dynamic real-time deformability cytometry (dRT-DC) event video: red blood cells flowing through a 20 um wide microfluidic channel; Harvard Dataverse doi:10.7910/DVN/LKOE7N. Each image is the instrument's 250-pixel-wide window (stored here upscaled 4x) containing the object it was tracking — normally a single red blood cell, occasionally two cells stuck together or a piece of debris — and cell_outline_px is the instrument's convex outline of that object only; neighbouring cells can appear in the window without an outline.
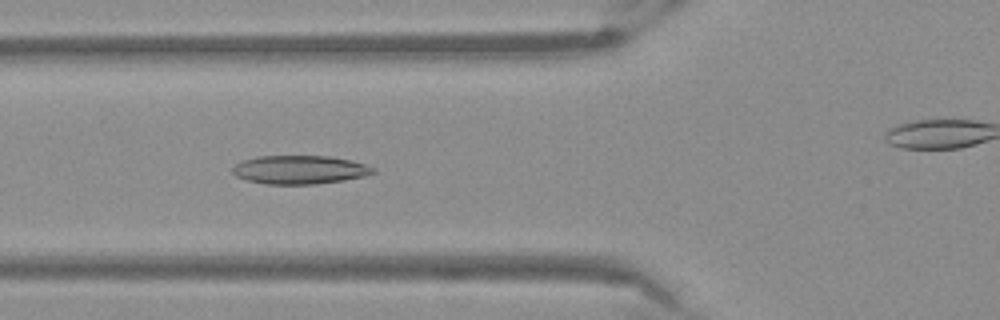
{"species": "Egyptian fruit bat (a non-hibernating species)", "species_latin": "Rousettus aegyptiacus", "temperature_condition": "warm", "stored_images_in_passage": 54, "camera_frame_rate_fps": 3000, "um_per_image_px": 0.085, "frame": {"image": 1, "passage_image": 20, "time_ms": 6.333, "image_size_px": [1000, 320], "cell_outline_px": [[376, 172], [364, 176], [344, 180], [316, 184], [264, 184], [248, 180], [236, 176], [232, 172], [232, 168], [236, 164], [244, 160], [256, 156], [332, 156], [364, 164], [376, 168]], "centroid_in_image_um": [25.47, 14.43], "position_along_channel_um": 100.3, "area_um2": 23.35}}
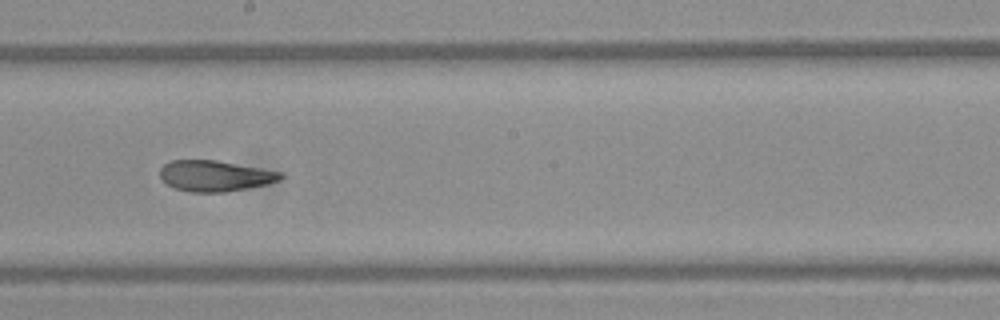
{"frame": {"image": 2, "passage_image": 30, "time_ms": 9.667, "image_size_px": [1000, 320], "cell_outline_px": [[284, 176], [280, 180], [268, 184], [248, 188], [224, 192], [188, 192], [172, 188], [160, 176], [160, 168], [164, 164], [172, 160], [216, 160], [284, 172]], "centroid_in_image_um": [18.3, 14.95], "position_along_channel_um": 229.9, "area_um2": 21.85}}
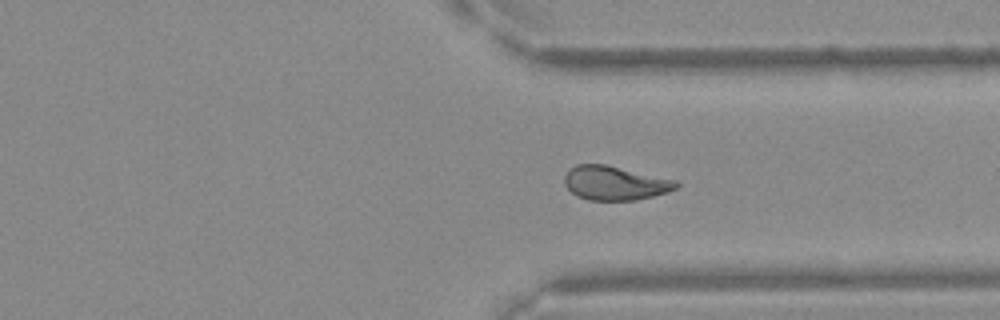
{"frame": {"image": 3, "passage_image": 40, "time_ms": 13.0, "image_size_px": [1000, 320], "cell_outline_px": [[680, 184], [676, 188], [668, 192], [636, 200], [588, 200], [576, 196], [564, 184], [564, 176], [568, 168], [576, 164], [604, 164], [676, 180]], "centroid_in_image_um": [52.23, 15.56], "position_along_channel_um": 359.2, "area_um2": 22.2}}